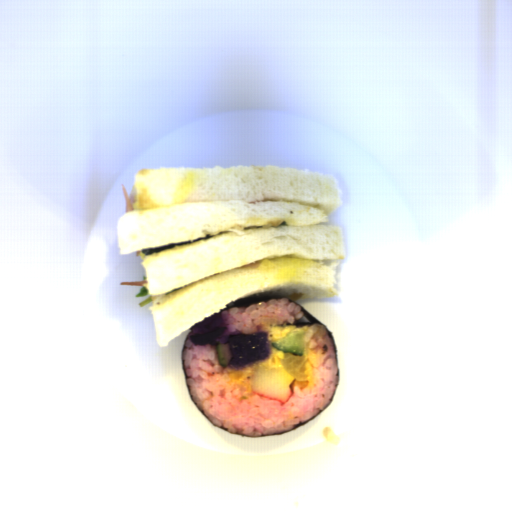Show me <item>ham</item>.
I'll list each match as a JSON object with an SVG mask.
<instances>
[{"mask_svg":"<svg viewBox=\"0 0 512 512\" xmlns=\"http://www.w3.org/2000/svg\"><path fill=\"white\" fill-rule=\"evenodd\" d=\"M148 280H139V281H121L120 285L125 286H144L147 284Z\"/></svg>","mask_w":512,"mask_h":512,"instance_id":"obj_2","label":"ham"},{"mask_svg":"<svg viewBox=\"0 0 512 512\" xmlns=\"http://www.w3.org/2000/svg\"><path fill=\"white\" fill-rule=\"evenodd\" d=\"M121 187H122V192H123L124 201H125L126 213H128L130 211H133L134 207L129 199V196L127 194L124 184H121Z\"/></svg>","mask_w":512,"mask_h":512,"instance_id":"obj_1","label":"ham"}]
</instances>
